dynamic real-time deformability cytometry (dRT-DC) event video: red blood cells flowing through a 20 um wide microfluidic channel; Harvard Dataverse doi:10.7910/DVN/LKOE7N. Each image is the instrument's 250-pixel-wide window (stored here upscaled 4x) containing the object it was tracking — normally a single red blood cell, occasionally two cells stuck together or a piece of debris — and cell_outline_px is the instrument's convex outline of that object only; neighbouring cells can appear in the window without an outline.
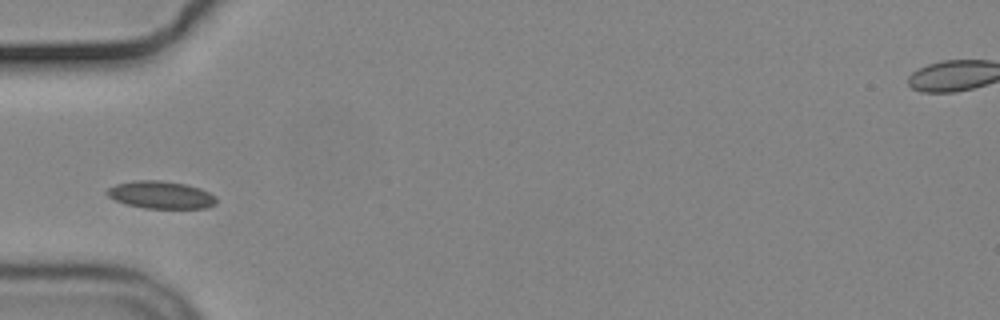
{"species": "common noctule bat (a hibernating species)", "species_latin": "Nyctalus noctula", "temperature_condition": "cold", "stored_images_in_passage": 39, "camera_frame_rate_fps": 3000, "um_per_image_px": 0.085, "animal": {"sex": "male", "body_mass_g": 19.2, "forearm_length_mm": 51.8}, "frame": {"image": 1, "passage_image": 1, "time_ms": 0.0, "image_size_px": [1000, 320], "cell_outline_px": [[216, 204], [204, 208], [144, 208], [124, 204], [108, 196], [104, 192], [108, 188], [116, 184], [132, 180], [160, 180], [184, 184], [200, 188], [216, 196]], "centroid_in_image_um": [13.64, 16.56], "position_along_channel_um": 71.4, "area_um2": 17.57}}
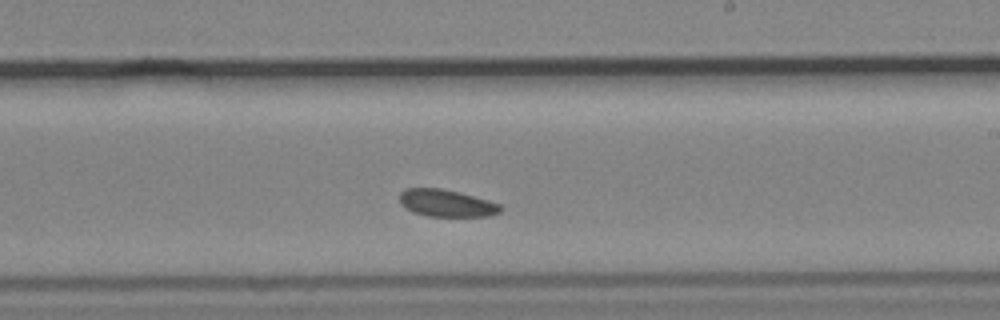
{"frame": {"image": 2, "passage_image": 16, "time_ms": 5.0, "image_size_px": [1000, 320], "cell_outline_px": [[504, 208], [500, 212], [488, 216], [428, 216], [412, 212], [404, 208], [400, 204], [400, 192], [404, 188], [440, 188], [460, 192], [488, 200], [500, 204]], "centroid_in_image_um": [37.93, 17.26], "position_along_channel_um": 251.1, "area_um2": 16.13}}
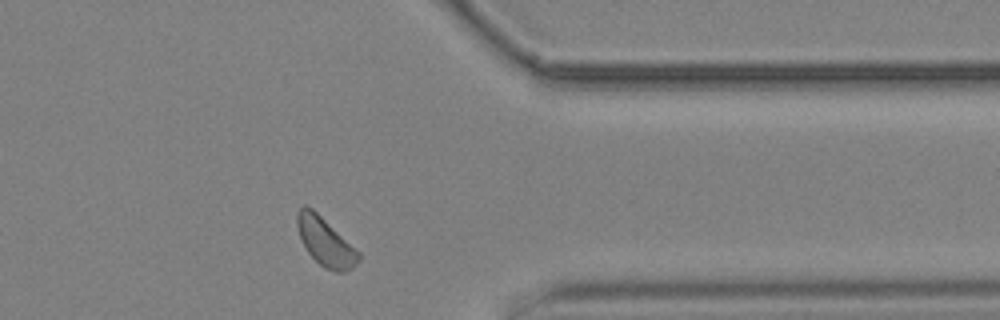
{"frame": {"image": 3, "passage_image": 28, "time_ms": 9.0, "image_size_px": [1000, 320], "cell_outline_px": [[360, 260], [352, 268], [344, 272], [336, 272], [324, 268], [308, 252], [300, 236], [296, 224], [296, 212], [304, 204], [312, 208], [360, 252]], "centroid_in_image_um": [27.66, 20.55], "position_along_channel_um": 383.7, "area_um2": 17.11}}